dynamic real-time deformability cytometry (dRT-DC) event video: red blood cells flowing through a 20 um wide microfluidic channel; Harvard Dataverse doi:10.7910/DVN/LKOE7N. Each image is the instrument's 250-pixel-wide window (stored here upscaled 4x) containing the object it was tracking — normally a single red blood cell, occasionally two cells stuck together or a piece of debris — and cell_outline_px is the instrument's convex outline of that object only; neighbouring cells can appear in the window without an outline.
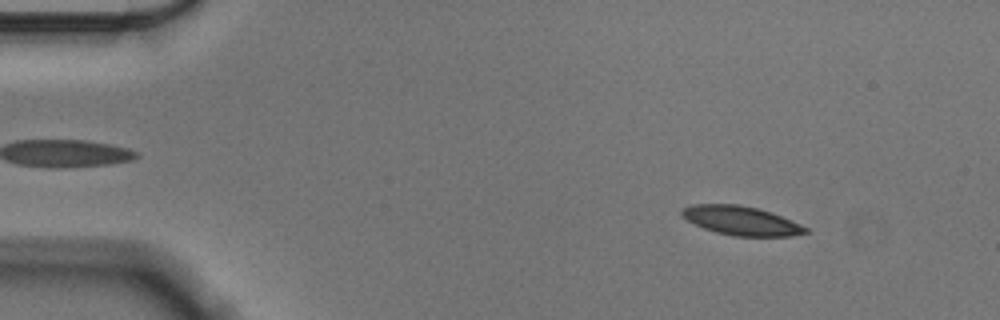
{"species": "Egyptian fruit bat (a non-hibernating species)", "species_latin": "Rousettus aegyptiacus", "temperature_condition": "cold", "stored_images_in_passage": 52, "camera_frame_rate_fps": 3000, "um_per_image_px": 0.085, "animal": {"sex": "male"}, "frame": {"image": 1, "passage_image": 3, "time_ms": 0.667, "image_size_px": [1000, 320], "cell_outline_px": [[808, 232], [792, 236], [732, 236], [716, 232], [704, 228], [688, 220], [680, 212], [684, 208], [692, 204], [740, 204], [756, 208], [780, 216], [800, 224], [808, 228]], "centroid_in_image_um": [63.0, 18.76], "position_along_channel_um": 22.0, "area_um2": 20.58}}
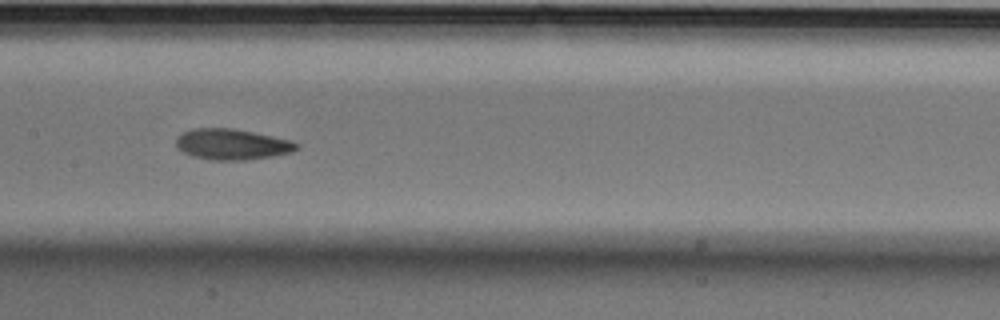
{"frame": {"image": 2, "passage_image": 24, "time_ms": 7.667, "image_size_px": [1000, 320], "cell_outline_px": [[300, 148], [292, 152], [272, 156], [248, 160], [208, 160], [192, 156], [176, 148], [176, 136], [192, 128], [232, 128], [292, 140], [300, 144]], "centroid_in_image_um": [19.72, 12.27], "position_along_channel_um": 187.7, "area_um2": 21.85}}
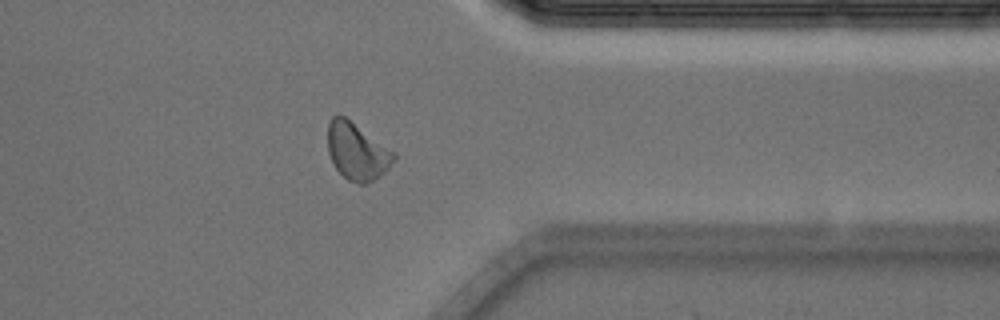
{"frame": {"image": 3, "passage_image": 41, "time_ms": 13.333, "image_size_px": [1000, 320], "cell_outline_px": [[396, 160], [380, 176], [364, 184], [360, 184], [348, 180], [332, 164], [328, 152], [328, 124], [332, 116], [344, 116], [396, 152]], "centroid_in_image_um": [30.36, 12.87], "position_along_channel_um": 381.0, "area_um2": 21.91}, "authors_computed_cell_mechanics": {"area_um2": 21.3282, "velocity_mm_per_s": 3.5403, "shape_relaxation_time_tau1_ms": 4.7978, "shape_relaxation_time_tau2_ms": 6.0614, "deformation_change_tau1": 0.1304, "deformation_change_tau2": 0.1214}}